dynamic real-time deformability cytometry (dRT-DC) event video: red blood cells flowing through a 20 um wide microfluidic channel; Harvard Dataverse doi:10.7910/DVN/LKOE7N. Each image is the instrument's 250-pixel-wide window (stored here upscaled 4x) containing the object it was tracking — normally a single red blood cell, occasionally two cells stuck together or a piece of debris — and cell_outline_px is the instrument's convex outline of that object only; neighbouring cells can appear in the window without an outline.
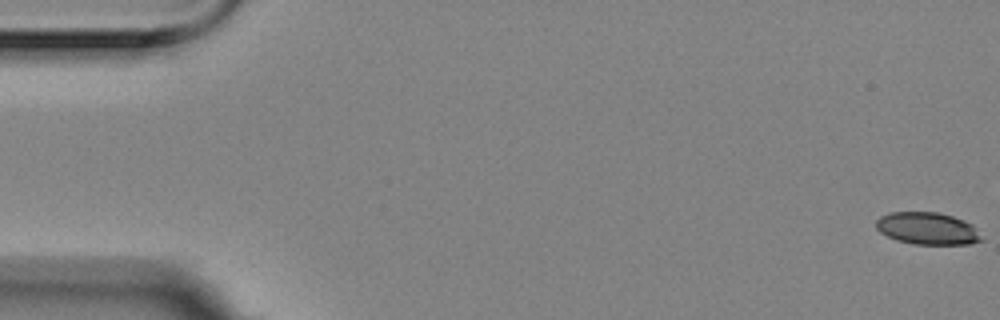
{"species": "Egyptian fruit bat (a non-hibernating species)", "species_latin": "Rousettus aegyptiacus", "temperature_condition": "room temperature", "stored_images_in_passage": 5, "camera_frame_rate_fps": 3000, "um_per_image_px": 0.085, "animal": {"sex": "female"}, "frame": {"image": 1, "passage_image": 1, "time_ms": 0.0, "image_size_px": [1000, 320], "cell_outline_px": [[984, 240], [972, 244], [912, 244], [896, 240], [880, 232], [876, 228], [876, 220], [880, 216], [892, 212], [936, 212], [952, 216], [964, 220], [972, 224], [976, 228]], "centroid_in_image_um": [78.85, 19.42], "position_along_channel_um": 6.1, "area_um2": 19.88}}
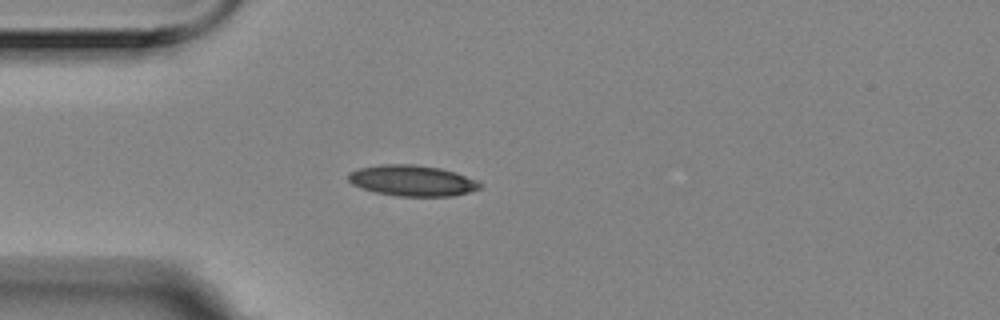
{"frame": {"image": 2, "passage_image": 4, "time_ms": 1.0, "image_size_px": [1000, 320], "cell_outline_px": [[480, 188], [468, 192], [452, 196], [396, 196], [376, 192], [352, 184], [348, 180], [348, 172], [360, 168], [384, 164], [412, 164], [440, 168], [476, 180], [480, 184]], "centroid_in_image_um": [35.0, 15.35], "position_along_channel_um": 50.0, "area_um2": 23.29}}